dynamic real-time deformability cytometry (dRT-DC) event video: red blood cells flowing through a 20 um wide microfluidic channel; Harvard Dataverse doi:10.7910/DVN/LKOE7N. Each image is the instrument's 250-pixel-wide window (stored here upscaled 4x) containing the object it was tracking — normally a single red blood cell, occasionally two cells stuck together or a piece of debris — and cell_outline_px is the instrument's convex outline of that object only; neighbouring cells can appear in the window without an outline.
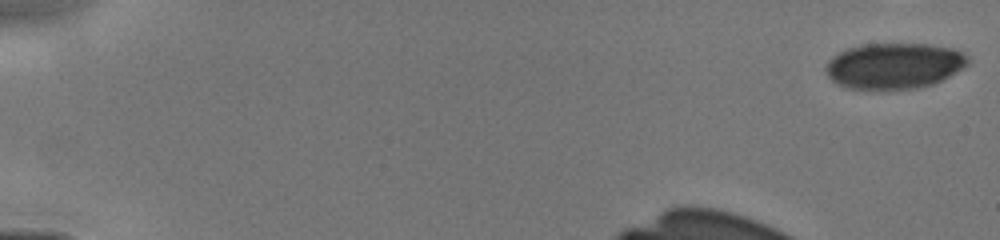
{"species": "human", "species_latin": "Homo sapiens", "temperature_condition": "cold", "stored_images_in_passage": 27, "camera_frame_rate_fps": 3000, "um_per_image_px": 0.085, "donor": {"sex": "male"}, "frame": {"image": 1, "passage_image": 1, "time_ms": 0.0, "image_size_px": [1000, 240], "cell_outline_px": [[968, 64], [948, 76], [932, 84], [916, 88], [848, 88], [836, 84], [828, 76], [824, 68], [828, 60], [832, 56], [848, 48], [860, 44], [928, 44], [956, 48], [964, 52], [968, 56]], "centroid_in_image_um": [75.99, 5.57], "position_along_channel_um": 9.0, "area_um2": 37.8}}